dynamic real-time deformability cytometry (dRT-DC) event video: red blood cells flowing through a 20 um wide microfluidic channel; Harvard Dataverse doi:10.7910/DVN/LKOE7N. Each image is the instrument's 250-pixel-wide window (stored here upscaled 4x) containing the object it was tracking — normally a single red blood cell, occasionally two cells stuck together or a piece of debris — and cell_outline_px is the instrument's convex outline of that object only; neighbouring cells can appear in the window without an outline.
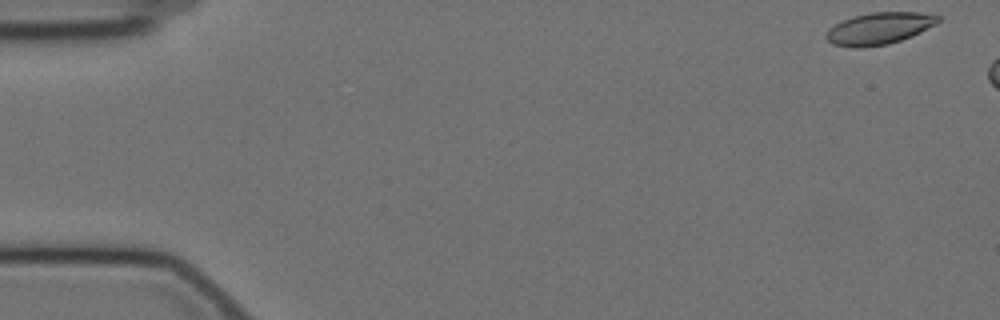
{"species": "Egyptian fruit bat (a non-hibernating species)", "species_latin": "Rousettus aegyptiacus", "temperature_condition": "cold", "stored_images_in_passage": 47, "camera_frame_rate_fps": 3000, "um_per_image_px": 0.085, "animal": {"sex": "female"}, "frame": {"image": 1, "passage_image": 1, "time_ms": 0.0, "image_size_px": [1000, 320], "cell_outline_px": [[940, 20], [936, 24], [912, 36], [888, 44], [856, 48], [852, 48], [832, 44], [824, 36], [828, 28], [840, 20], [852, 16], [872, 12], [920, 12], [940, 16]], "centroid_in_image_um": [74.68, 2.41], "position_along_channel_um": 10.3, "area_um2": 20.98}}
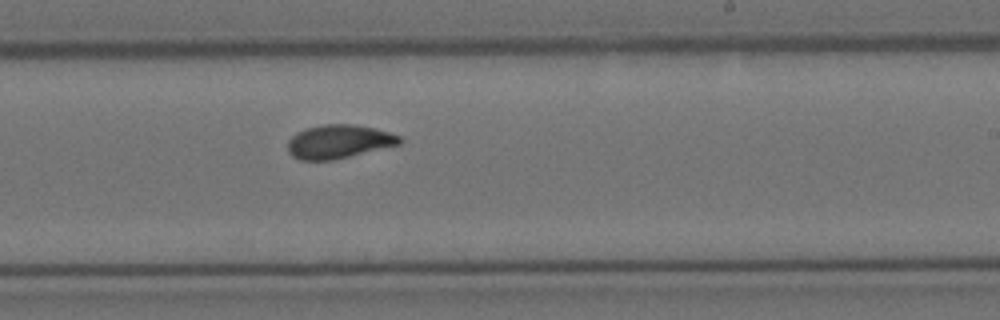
{"frame": {"image": 2, "passage_image": 34, "time_ms": 11.0, "image_size_px": [1000, 320], "cell_outline_px": [[404, 140], [400, 144], [332, 160], [300, 160], [292, 156], [288, 152], [288, 140], [296, 132], [320, 124], [352, 124], [372, 128], [388, 132], [400, 136]], "centroid_in_image_um": [28.77, 12.03], "position_along_channel_um": 260.2, "area_um2": 21.79}}
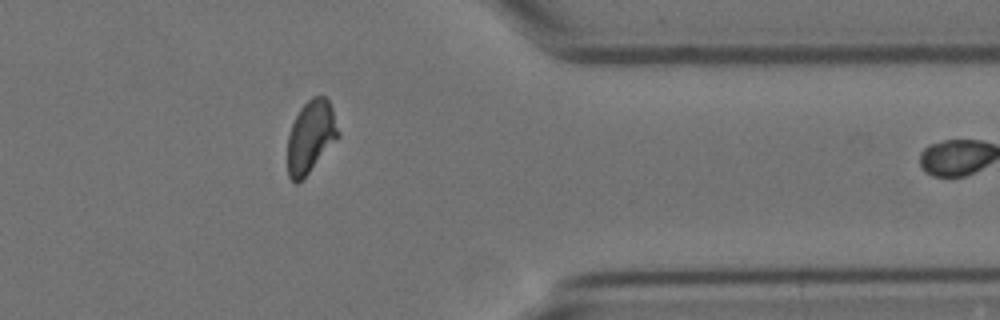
{"frame": {"image": 3, "passage_image": 46, "time_ms": 15.0, "image_size_px": [1000, 320], "cell_outline_px": [[340, 136], [308, 172], [296, 184], [288, 176], [288, 136], [292, 124], [300, 108], [312, 96], [324, 96], [328, 100], [332, 108], [340, 132]], "centroid_in_image_um": [26.42, 11.58], "position_along_channel_um": 385.0, "area_um2": 21.04}}